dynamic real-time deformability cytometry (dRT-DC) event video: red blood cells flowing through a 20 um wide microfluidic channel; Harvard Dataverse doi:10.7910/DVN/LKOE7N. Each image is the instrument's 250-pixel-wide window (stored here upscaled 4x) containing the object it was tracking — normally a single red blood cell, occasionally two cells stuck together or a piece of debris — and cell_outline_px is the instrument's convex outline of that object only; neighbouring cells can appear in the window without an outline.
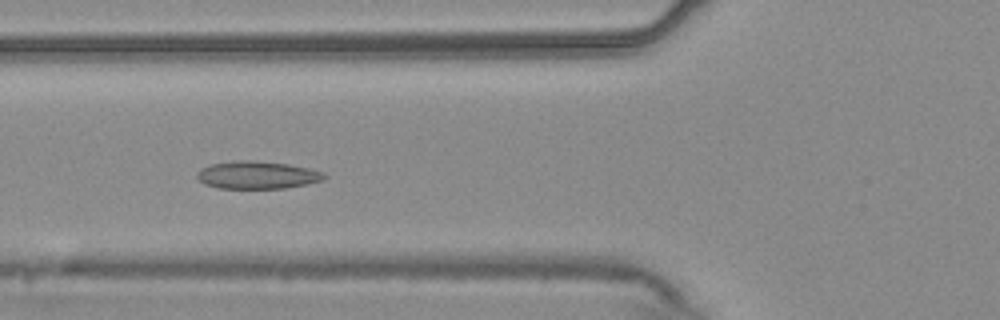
{"species": "common noctule bat (a hibernating species)", "species_latin": "Nyctalus noctula", "temperature_condition": "warm", "stored_images_in_passage": 39, "camera_frame_rate_fps": 3000, "um_per_image_px": 0.085, "animal": {"sex": "male", "body_mass_g": 20.4}, "frame": {"image": 1, "passage_image": 4, "time_ms": 1.0, "image_size_px": [1000, 320], "cell_outline_px": [[328, 176], [320, 180], [304, 184], [284, 188], [220, 188], [204, 184], [196, 176], [196, 172], [200, 168], [208, 164], [236, 160], [252, 160], [288, 164], [308, 168], [324, 172]], "centroid_in_image_um": [21.81, 14.86], "position_along_channel_um": 104.0, "area_um2": 20.46}}
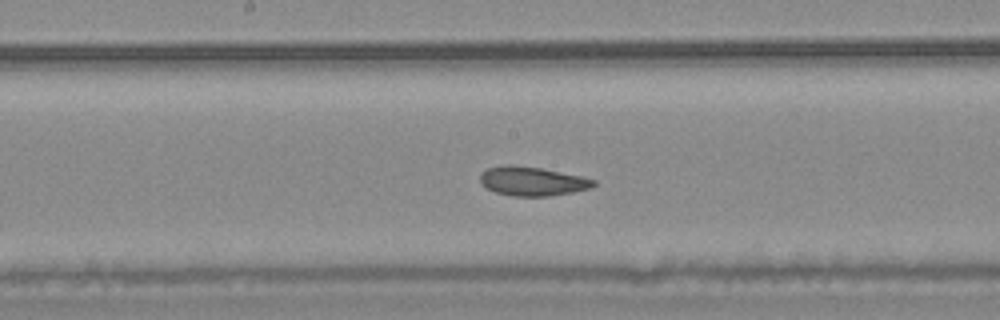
{"frame": {"image": 2, "passage_image": 12, "time_ms": 3.667, "image_size_px": [1000, 320], "cell_outline_px": [[596, 184], [592, 188], [572, 192], [548, 196], [512, 196], [496, 192], [480, 184], [480, 172], [488, 168], [504, 164], [512, 164], [540, 168], [584, 176], [596, 180]], "centroid_in_image_um": [45.25, 15.39], "position_along_channel_um": 203.0, "area_um2": 19.42}}
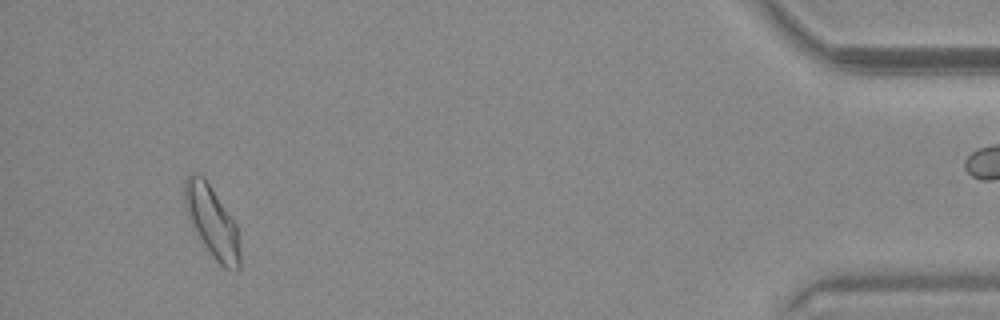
{"frame": {"image": 3, "passage_image": 35, "time_ms": 11.333, "image_size_px": [1000, 320], "cell_outline_px": [[240, 268], [236, 272], [224, 268], [212, 256], [204, 244], [188, 216], [184, 208], [184, 180], [192, 172], [204, 176], [236, 224], [240, 252]], "centroid_in_image_um": [18.02, 18.84], "position_along_channel_um": 417.2, "area_um2": 22.72}, "authors_computed_cell_mechanics": {"area_um2": 19.8832, "velocity_mm_per_s": 3.6976, "shape_relaxation_time_tau1_ms": null, "shape_relaxation_time_tau2_ms": 3.2769, "deformation_change_tau1": null, "deformation_change_tau2": 0.0751}}